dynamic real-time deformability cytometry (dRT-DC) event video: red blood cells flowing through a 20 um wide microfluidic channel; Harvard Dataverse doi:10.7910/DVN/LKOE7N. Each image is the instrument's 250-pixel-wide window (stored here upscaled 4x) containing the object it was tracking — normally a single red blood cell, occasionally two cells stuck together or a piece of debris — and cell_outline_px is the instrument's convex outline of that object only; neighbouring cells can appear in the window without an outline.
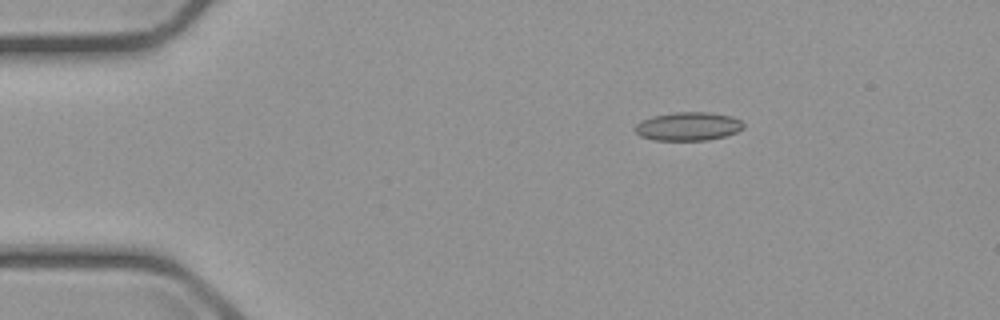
{"species": "common noctule bat (a hibernating species)", "species_latin": "Nyctalus noctula", "temperature_condition": "cold", "stored_images_in_passage": 2, "camera_frame_rate_fps": 3000, "um_per_image_px": 0.085, "animal": {"sex": "male", "body_mass_g": 23.1, "forearm_length_mm": 52.7}, "frame": {"image": 1, "passage_image": 1, "time_ms": 0.0, "image_size_px": [1000, 320], "cell_outline_px": [[744, 128], [736, 132], [724, 136], [708, 140], [656, 140], [640, 136], [636, 132], [636, 124], [652, 116], [676, 112], [708, 112], [732, 116], [740, 120], [744, 124]], "centroid_in_image_um": [58.53, 10.74], "position_along_channel_um": 26.5, "area_um2": 17.86}}